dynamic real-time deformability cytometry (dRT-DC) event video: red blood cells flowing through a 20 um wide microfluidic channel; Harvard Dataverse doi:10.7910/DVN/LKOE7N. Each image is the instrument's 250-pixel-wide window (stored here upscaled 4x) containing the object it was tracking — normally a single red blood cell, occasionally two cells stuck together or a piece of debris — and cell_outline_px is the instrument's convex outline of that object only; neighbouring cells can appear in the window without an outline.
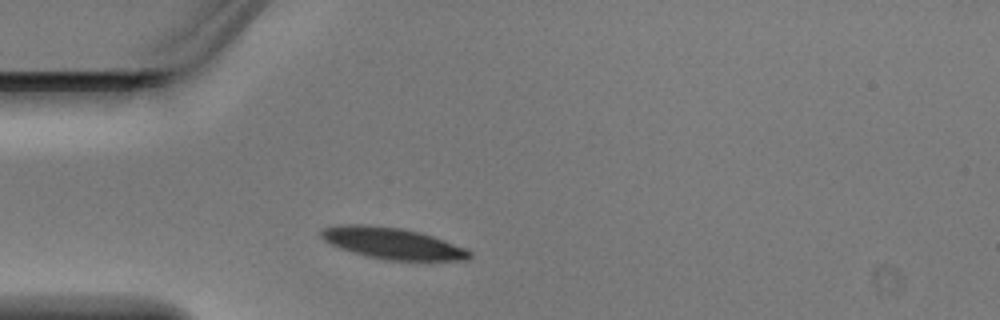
{"species": "Egyptian fruit bat (a non-hibernating species)", "species_latin": "Rousettus aegyptiacus", "temperature_condition": "warm", "stored_images_in_passage": 1, "camera_frame_rate_fps": 3000, "um_per_image_px": 0.085, "animal": {"sex": "male"}, "frame": {"image": 1, "passage_image": 1, "time_ms": 0.0, "image_size_px": [1000, 320], "cell_outline_px": [[472, 256], [468, 260], [384, 260], [352, 252], [340, 248], [324, 240], [320, 236], [320, 232], [324, 228], [340, 224], [368, 224], [400, 228], [420, 232], [444, 240], [464, 248], [472, 252]], "centroid_in_image_um": [33.34, 20.67], "position_along_channel_um": 51.7, "area_um2": 26.99}}